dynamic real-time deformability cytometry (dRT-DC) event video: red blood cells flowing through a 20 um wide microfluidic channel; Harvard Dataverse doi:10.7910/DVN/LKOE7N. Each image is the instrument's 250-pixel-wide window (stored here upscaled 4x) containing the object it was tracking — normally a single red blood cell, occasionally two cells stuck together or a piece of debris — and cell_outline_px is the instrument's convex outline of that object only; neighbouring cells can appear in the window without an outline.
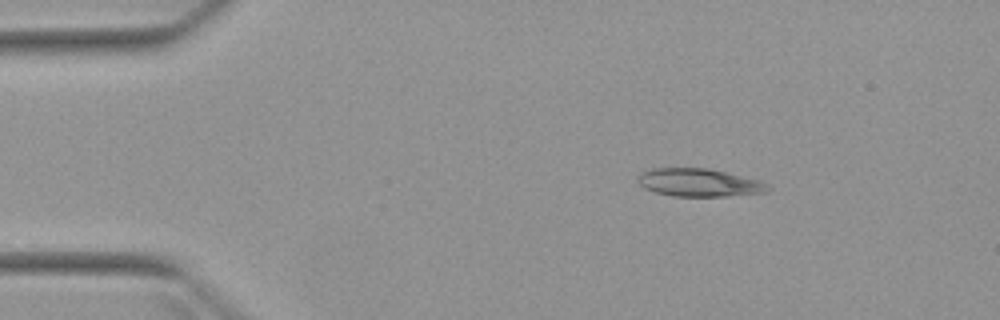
{"species": "Egyptian fruit bat (a non-hibernating species)", "species_latin": "Rousettus aegyptiacus", "temperature_condition": "warm", "stored_images_in_passage": 4, "camera_frame_rate_fps": 3000, "um_per_image_px": 0.085, "animal": {"sex": "female"}, "frame": {"image": 1, "passage_image": 2, "time_ms": 2.0, "image_size_px": [1000, 320], "cell_outline_px": [[772, 188], [764, 192], [728, 196], [672, 196], [656, 192], [644, 188], [636, 180], [640, 172], [652, 168], [708, 168], [760, 180], [768, 184]], "centroid_in_image_um": [59.4, 15.51], "position_along_channel_um": 25.6, "area_um2": 21.21}}
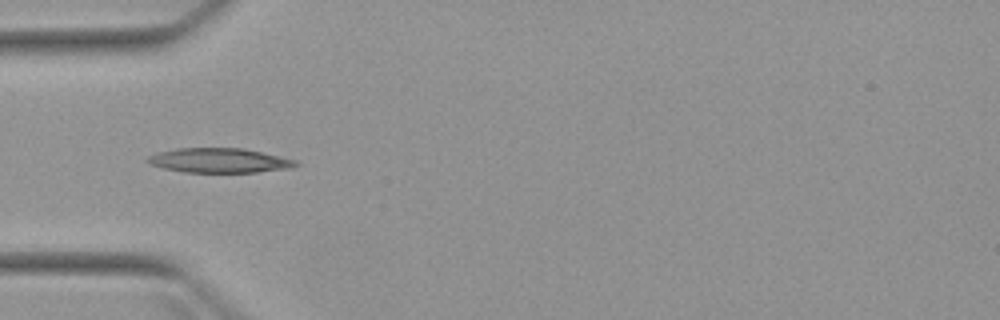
{"frame": {"image": 2, "passage_image": 4, "time_ms": 4.667, "image_size_px": [1000, 320], "cell_outline_px": [[300, 164], [288, 168], [256, 172], [184, 172], [164, 168], [148, 164], [144, 160], [148, 156], [156, 152], [176, 148], [244, 148], [280, 156], [296, 160]], "centroid_in_image_um": [18.58, 13.63], "position_along_channel_um": 66.4, "area_um2": 21.27}}